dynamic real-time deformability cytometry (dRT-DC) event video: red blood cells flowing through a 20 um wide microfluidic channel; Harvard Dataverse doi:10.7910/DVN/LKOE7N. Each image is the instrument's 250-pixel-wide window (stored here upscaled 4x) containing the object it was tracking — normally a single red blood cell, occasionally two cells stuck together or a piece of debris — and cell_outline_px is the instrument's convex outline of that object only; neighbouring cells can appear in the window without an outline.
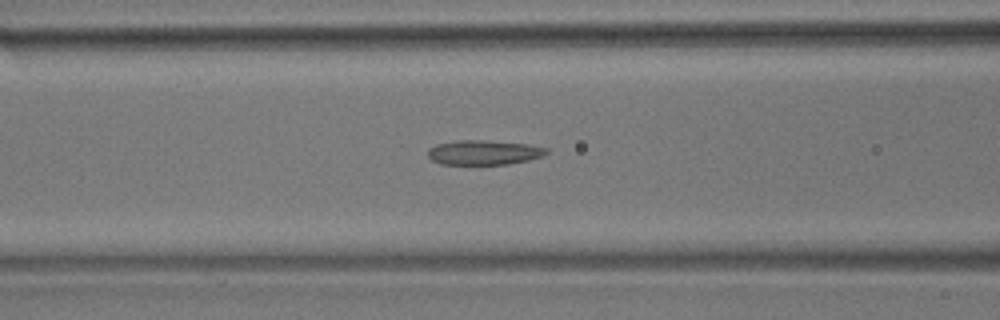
{"species": "common noctule bat (a hibernating species)", "species_latin": "Nyctalus noctula", "temperature_condition": "room temperature", "stored_images_in_passage": 15, "camera_frame_rate_fps": 3000, "um_per_image_px": 0.085, "animal": {"sex": "male", "body_mass_g": 17.9}, "frame": {"image": 1, "passage_image": 6, "time_ms": 1.667, "image_size_px": [1000, 320], "cell_outline_px": [[548, 152], [544, 156], [528, 160], [508, 164], [440, 164], [432, 160], [428, 156], [428, 148], [436, 144], [456, 140], [488, 140], [528, 144], [548, 148]], "centroid_in_image_um": [41.13, 12.95], "position_along_channel_um": 125.5, "area_um2": 17.17}}
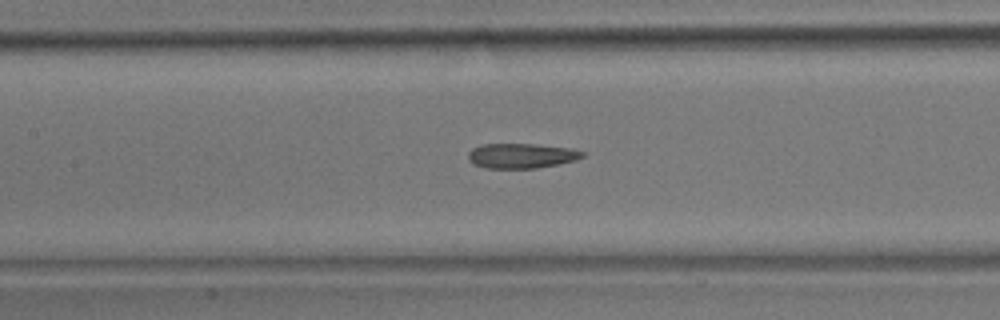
{"frame": {"image": 2, "passage_image": 9, "time_ms": 2.667, "image_size_px": [1000, 320], "cell_outline_px": [[588, 152], [584, 156], [576, 160], [560, 164], [536, 168], [484, 168], [472, 164], [468, 160], [468, 152], [472, 148], [480, 144], [532, 144], [572, 148]], "centroid_in_image_um": [44.33, 13.24], "position_along_channel_um": 163.1, "area_um2": 16.88}}